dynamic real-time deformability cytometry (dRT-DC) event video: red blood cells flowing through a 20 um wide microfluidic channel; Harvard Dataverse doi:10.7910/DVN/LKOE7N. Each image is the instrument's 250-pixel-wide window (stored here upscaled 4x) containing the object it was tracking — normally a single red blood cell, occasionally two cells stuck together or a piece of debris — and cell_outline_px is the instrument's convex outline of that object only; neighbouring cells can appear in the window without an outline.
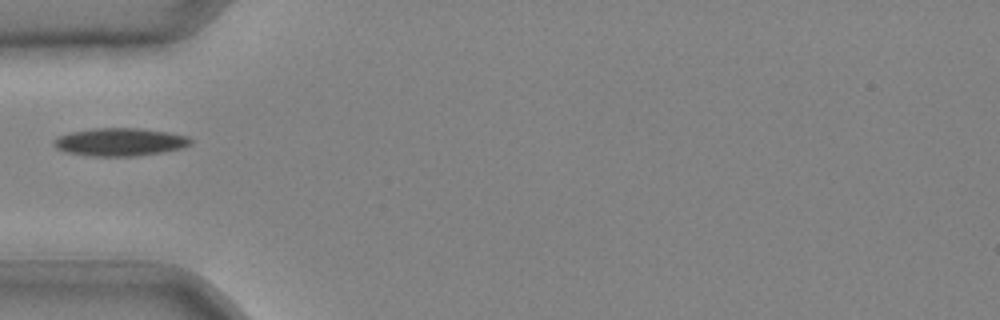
{"species": "common noctule bat (a hibernating species)", "species_latin": "Nyctalus noctula", "temperature_condition": "cold", "stored_images_in_passage": 26, "camera_frame_rate_fps": 3000, "um_per_image_px": 0.085, "animal": {"sex": "male", "body_mass_g": 20.4}, "frame": {"image": 1, "passage_image": 1, "time_ms": 0.0, "image_size_px": [1000, 320], "cell_outline_px": [[192, 144], [184, 148], [136, 156], [84, 156], [64, 152], [56, 148], [52, 144], [52, 140], [60, 136], [72, 132], [96, 128], [140, 128], [168, 132], [188, 136], [192, 140]], "centroid_in_image_um": [10.19, 12.08], "position_along_channel_um": 74.8, "area_um2": 22.43}}
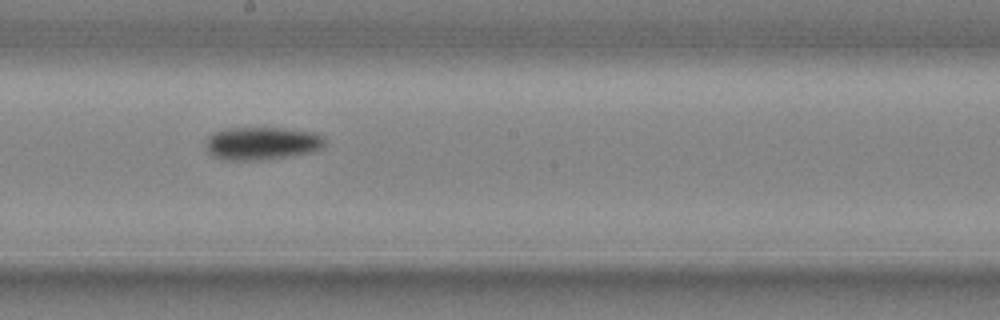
{"frame": {"image": 2, "passage_image": 11, "time_ms": 3.333, "image_size_px": [1000, 320], "cell_outline_px": [[324, 148], [312, 152], [292, 156], [268, 160], [220, 160], [212, 156], [208, 152], [208, 136], [212, 132], [228, 128], [284, 128], [316, 132], [324, 136]], "centroid_in_image_um": [22.3, 12.19], "position_along_channel_um": 225.9, "area_um2": 23.24}}
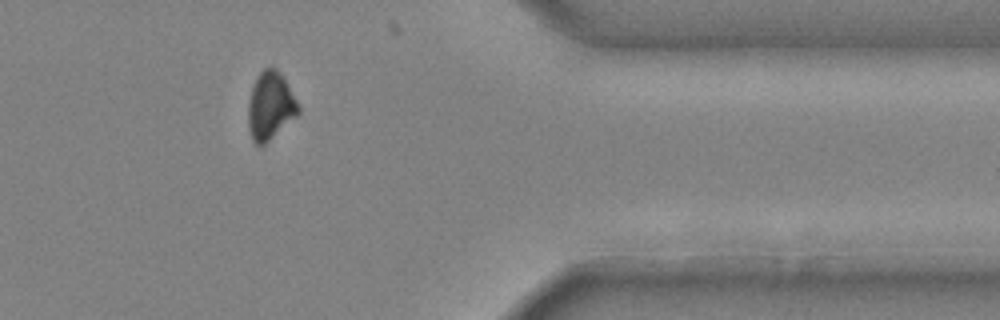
{"frame": {"image": 3, "passage_image": 23, "time_ms": 7.333, "image_size_px": [1000, 320], "cell_outline_px": [[300, 112], [296, 116], [260, 148], [252, 140], [248, 128], [248, 104], [252, 88], [260, 72], [264, 68], [276, 68], [280, 72], [296, 100], [300, 108]], "centroid_in_image_um": [22.96, 9.03], "position_along_channel_um": 388.4, "area_um2": 19.54}}